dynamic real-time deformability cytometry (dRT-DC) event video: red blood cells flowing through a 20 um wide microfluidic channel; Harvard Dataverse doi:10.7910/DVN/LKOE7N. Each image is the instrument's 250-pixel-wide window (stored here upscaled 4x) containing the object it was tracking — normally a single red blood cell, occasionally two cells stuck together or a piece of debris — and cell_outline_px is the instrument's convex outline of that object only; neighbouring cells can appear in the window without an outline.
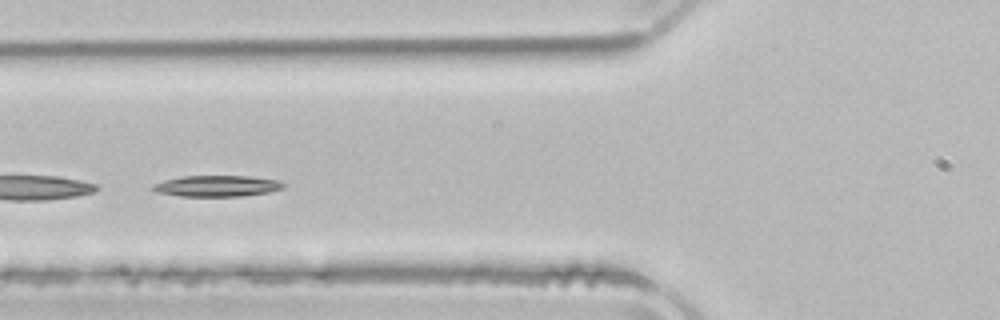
{"species": "common noctule bat (a hibernating species)", "species_latin": "Nyctalus noctula", "temperature_condition": "room temperature", "stored_images_in_passage": 45, "segment_of_instrument_passage": [2, 2], "camera_frame_rate_fps": 3000, "um_per_image_px": 0.085, "animal": {"sex": "male", "body_mass_g": 21.5, "forearm_length_mm": 52.0}, "frame": {"image": 1, "passage_image": 14, "time_ms": 4.333, "image_size_px": [1000, 320], "cell_outline_px": [[284, 188], [268, 192], [240, 196], [180, 196], [156, 192], [152, 188], [152, 184], [164, 180], [184, 176], [248, 176], [280, 180], [284, 184]], "centroid_in_image_um": [18.44, 15.8], "position_along_channel_um": 107.4, "area_um2": 16.01}}
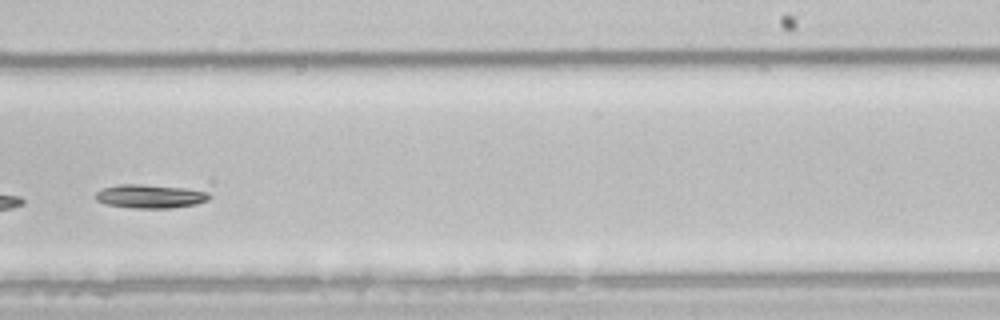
{"frame": {"image": 2, "passage_image": 27, "time_ms": 8.667, "image_size_px": [1000, 320], "cell_outline_px": [[212, 196], [208, 200], [196, 204], [172, 208], [132, 208], [104, 204], [96, 200], [96, 192], [100, 188], [120, 184], [140, 184], [184, 188], [208, 192]], "centroid_in_image_um": [12.74, 16.69], "position_along_channel_um": 276.3, "area_um2": 15.78}}
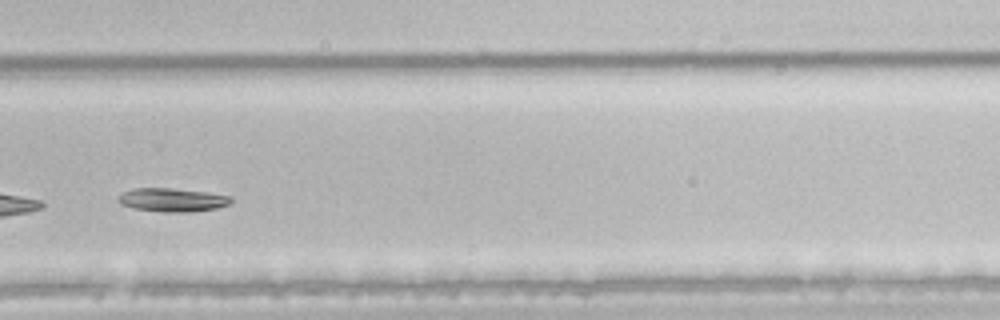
{"frame": {"image": 3, "passage_image": 30, "time_ms": 9.667, "image_size_px": [1000, 320], "cell_outline_px": [[232, 200], [228, 204], [216, 208], [188, 212], [164, 212], [132, 208], [120, 204], [120, 196], [124, 192], [132, 188], [172, 188], [208, 192], [232, 196]], "centroid_in_image_um": [14.67, 16.98], "position_along_channel_um": 315.1, "area_um2": 15.37}}